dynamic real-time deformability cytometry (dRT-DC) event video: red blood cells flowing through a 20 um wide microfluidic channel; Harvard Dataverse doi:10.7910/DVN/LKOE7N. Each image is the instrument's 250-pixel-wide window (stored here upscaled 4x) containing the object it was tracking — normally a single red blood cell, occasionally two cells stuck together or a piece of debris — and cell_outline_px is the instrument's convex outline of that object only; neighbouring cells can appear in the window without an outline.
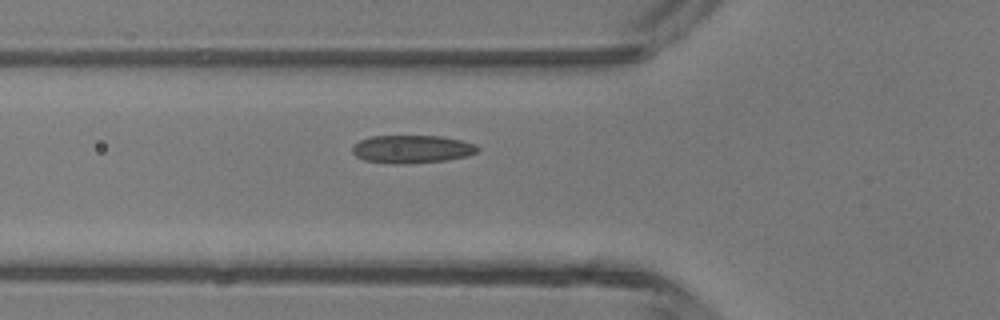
{"species": "common noctule bat (a hibernating species)", "species_latin": "Nyctalus noctula", "temperature_condition": "room temperature", "stored_images_in_passage": 6, "camera_frame_rate_fps": 3000, "um_per_image_px": 0.085, "animal": {"sex": "male", "body_mass_g": 13.3}, "frame": {"image": 1, "passage_image": 6, "time_ms": 1.667, "image_size_px": [1000, 320], "cell_outline_px": [[480, 148], [476, 152], [468, 156], [448, 160], [408, 164], [392, 164], [364, 160], [356, 156], [352, 152], [352, 148], [360, 140], [372, 136], [444, 136], [476, 144]], "centroid_in_image_um": [35.04, 12.68], "position_along_channel_um": 90.8, "area_um2": 20.58}}